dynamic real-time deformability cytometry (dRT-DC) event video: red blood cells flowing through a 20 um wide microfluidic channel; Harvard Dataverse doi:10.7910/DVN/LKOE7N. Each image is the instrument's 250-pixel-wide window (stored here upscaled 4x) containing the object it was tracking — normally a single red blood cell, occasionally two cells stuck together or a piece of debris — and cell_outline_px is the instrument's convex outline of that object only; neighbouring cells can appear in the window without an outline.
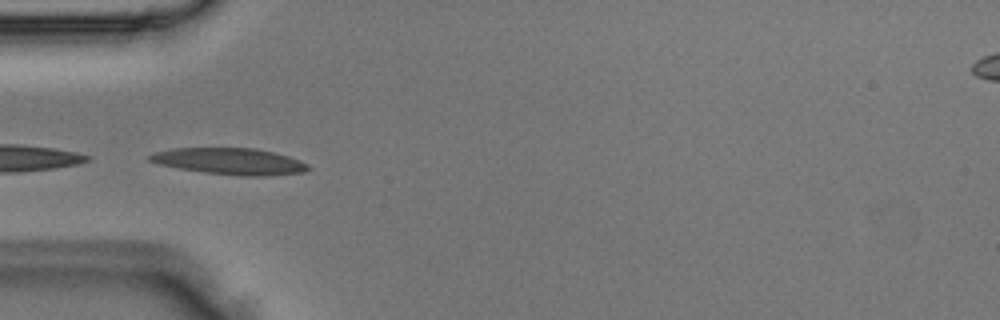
{"species": "Egyptian fruit bat (a non-hibernating species)", "species_latin": "Rousettus aegyptiacus", "temperature_condition": "room temperature", "stored_images_in_passage": 4, "camera_frame_rate_fps": 3000, "um_per_image_px": 0.085, "animal": {"sex": "male"}, "frame": {"image": 1, "passage_image": 3, "time_ms": 0.667, "image_size_px": [1000, 320], "cell_outline_px": [[312, 168], [304, 172], [264, 176], [244, 176], [204, 172], [180, 168], [160, 164], [148, 160], [144, 156], [156, 152], [172, 148], [256, 148], [288, 156], [300, 160], [308, 164]], "centroid_in_image_um": [19.54, 13.71], "position_along_channel_um": 65.5, "area_um2": 24.39}}
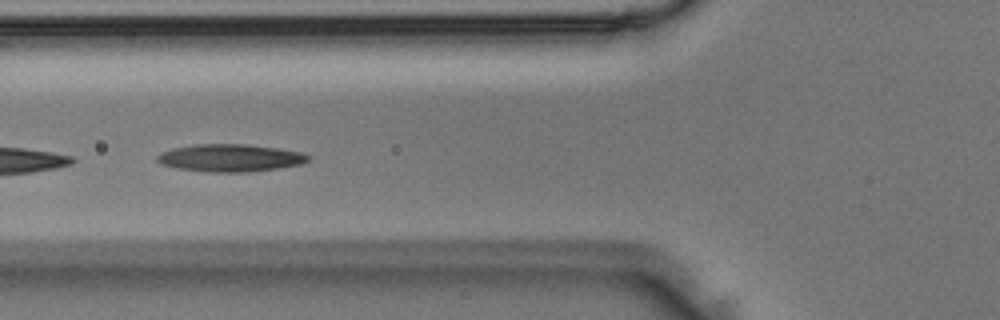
{"frame": {"image": 2, "passage_image": 4, "time_ms": 1.0, "image_size_px": [1000, 320], "cell_outline_px": [[308, 160], [300, 164], [276, 168], [248, 172], [208, 172], [176, 168], [160, 164], [156, 160], [156, 156], [160, 152], [172, 148], [196, 144], [248, 144], [276, 148], [300, 152], [308, 156]], "centroid_in_image_um": [19.48, 13.42], "position_along_channel_um": 106.3, "area_um2": 24.1}}